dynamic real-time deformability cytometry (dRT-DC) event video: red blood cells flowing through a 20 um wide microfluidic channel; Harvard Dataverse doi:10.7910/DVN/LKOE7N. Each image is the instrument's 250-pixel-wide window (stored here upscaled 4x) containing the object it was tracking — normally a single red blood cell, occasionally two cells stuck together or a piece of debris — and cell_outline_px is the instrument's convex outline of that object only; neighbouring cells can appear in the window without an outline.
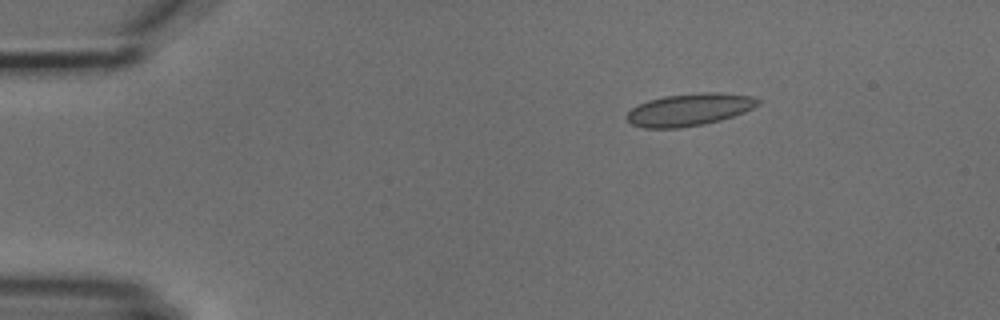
{"species": "common noctule bat (a hibernating species)", "species_latin": "Nyctalus noctula", "temperature_condition": "cold", "stored_images_in_passage": 4, "camera_frame_rate_fps": 3000, "um_per_image_px": 0.085, "animal": {"sex": "male", "body_mass_g": 18.8}, "frame": {"image": 1, "passage_image": 2, "time_ms": 2.333, "image_size_px": [1000, 320], "cell_outline_px": [[760, 104], [744, 112], [720, 120], [704, 124], [680, 128], [644, 128], [632, 124], [624, 116], [632, 108], [648, 100], [664, 96], [700, 92], [720, 92], [752, 96], [760, 100]], "centroid_in_image_um": [58.59, 9.31], "position_along_channel_um": 26.4, "area_um2": 24.74}}